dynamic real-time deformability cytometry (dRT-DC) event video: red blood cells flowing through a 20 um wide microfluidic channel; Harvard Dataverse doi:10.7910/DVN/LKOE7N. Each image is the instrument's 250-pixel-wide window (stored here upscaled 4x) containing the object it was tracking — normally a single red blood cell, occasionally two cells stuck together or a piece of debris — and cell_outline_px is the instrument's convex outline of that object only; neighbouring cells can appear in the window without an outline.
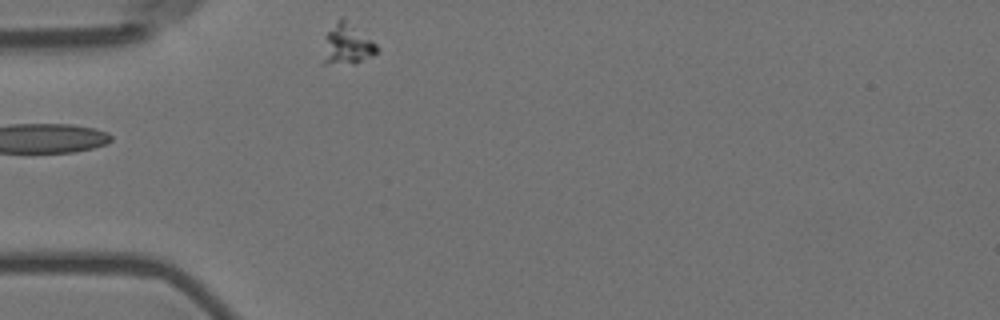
{"species": "Egyptian fruit bat (a non-hibernating species)", "species_latin": "Rousettus aegyptiacus", "temperature_condition": "room temperature", "stored_images_in_passage": 1, "camera_frame_rate_fps": 3000, "um_per_image_px": 0.085, "animal": {"sex": "female"}, "frame": {"image": 1, "passage_image": 1, "time_ms": 0.0, "image_size_px": [1000, 320], "cell_outline_px": [[376, 52], [372, 56], [352, 64], [320, 64], [324, 36], [336, 20], [340, 16], [344, 16], [372, 40], [376, 44]], "centroid_in_image_um": [29.41, 3.75], "position_along_channel_um": 55.6, "area_um2": 13.29}}